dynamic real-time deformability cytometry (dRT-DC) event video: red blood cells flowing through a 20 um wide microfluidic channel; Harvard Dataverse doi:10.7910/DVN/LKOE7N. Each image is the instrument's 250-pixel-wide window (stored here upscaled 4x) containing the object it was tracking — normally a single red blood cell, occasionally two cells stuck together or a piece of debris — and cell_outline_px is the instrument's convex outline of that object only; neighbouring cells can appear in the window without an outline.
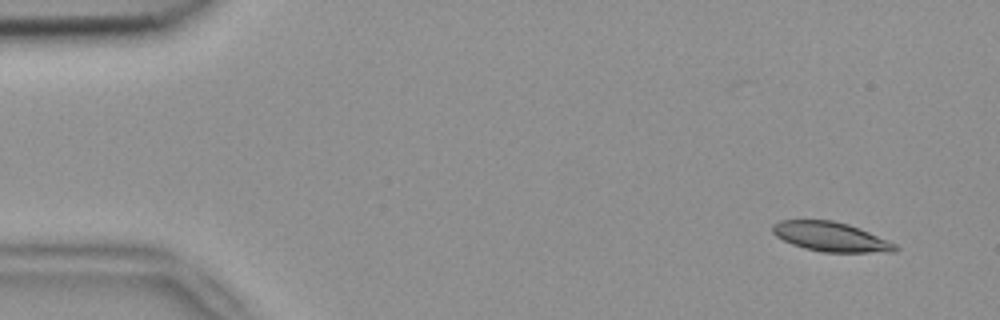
{"species": "common noctule bat (a hibernating species)", "species_latin": "Nyctalus noctula", "temperature_condition": "room temperature", "stored_images_in_passage": 3, "camera_frame_rate_fps": 3000, "um_per_image_px": 0.085, "animal": {"sex": "female", "body_mass_g": 18.4}, "frame": {"image": 1, "passage_image": 1, "time_ms": 0.0, "image_size_px": [1000, 320], "cell_outline_px": [[900, 248], [896, 252], [820, 252], [804, 248], [792, 244], [776, 236], [772, 232], [772, 224], [780, 220], [832, 220], [848, 224], [860, 228], [888, 240], [896, 244]], "centroid_in_image_um": [70.63, 20.13], "position_along_channel_um": 14.4, "area_um2": 21.15}}